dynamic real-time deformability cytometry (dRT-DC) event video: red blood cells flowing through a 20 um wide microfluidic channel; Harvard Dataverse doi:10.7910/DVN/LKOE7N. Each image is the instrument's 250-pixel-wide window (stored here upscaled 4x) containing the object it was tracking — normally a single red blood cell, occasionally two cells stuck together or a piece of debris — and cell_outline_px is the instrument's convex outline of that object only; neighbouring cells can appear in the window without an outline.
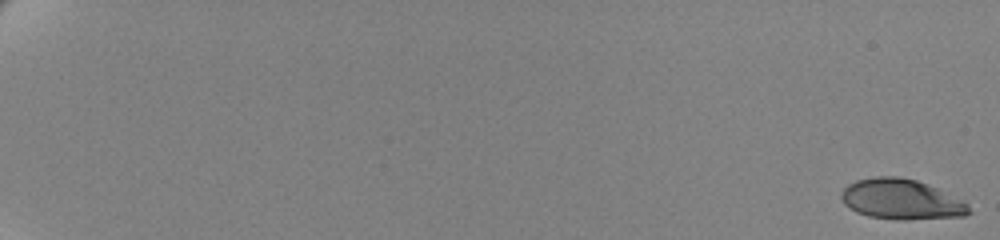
{"species": "human", "species_latin": "Homo sapiens", "temperature_condition": "cold", "stored_images_in_passage": 62, "camera_frame_rate_fps": 3000, "um_per_image_px": 0.085, "donor": {"sex": "female"}, "frame": {"image": 1, "passage_image": 1, "time_ms": 0.0, "image_size_px": [1000, 240], "cell_outline_px": [[972, 212], [964, 216], [904, 220], [896, 220], [868, 216], [856, 212], [844, 204], [840, 196], [840, 192], [848, 184], [856, 180], [876, 176], [896, 176], [916, 180], [936, 188], [968, 204]], "centroid_in_image_um": [76.56, 16.95], "position_along_channel_um": 8.4, "area_um2": 29.88}}
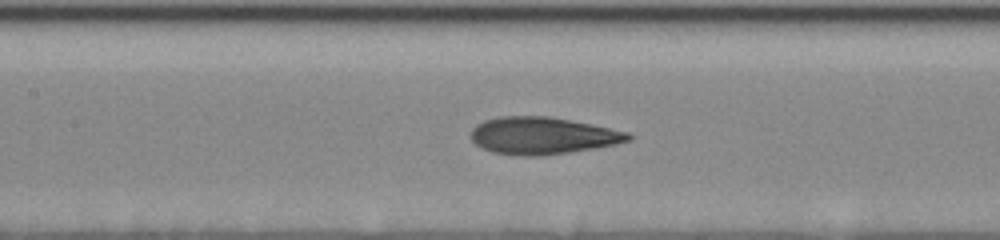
{"frame": {"image": 2, "passage_image": 34, "time_ms": 11.0, "image_size_px": [1000, 240], "cell_outline_px": [[632, 140], [616, 144], [568, 152], [540, 156], [520, 156], [492, 152], [476, 144], [472, 140], [472, 128], [476, 124], [484, 120], [500, 116], [548, 116], [628, 132], [632, 136]], "centroid_in_image_um": [46.08, 11.53], "position_along_channel_um": 161.3, "area_um2": 33.7}}
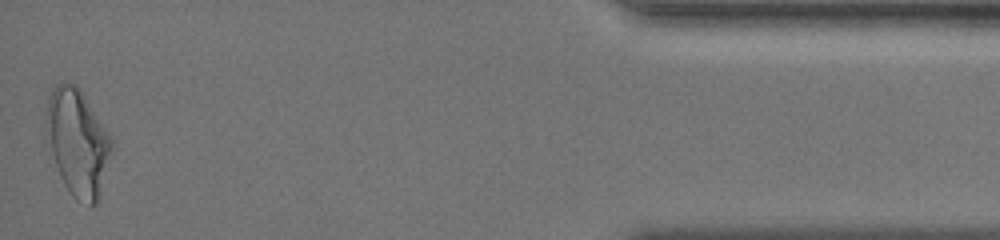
{"frame": {"image": 3, "passage_image": 62, "time_ms": 20.333, "image_size_px": [1000, 240], "cell_outline_px": [[112, 148], [100, 200], [96, 204], [92, 204], [76, 200], [72, 196], [64, 184], [60, 176], [52, 152], [48, 120], [48, 96], [52, 88], [60, 80], [64, 80], [76, 84], [80, 88], [112, 136]], "centroid_in_image_um": [6.66, 12.08], "position_along_channel_um": 428.5, "area_um2": 40.17}, "authors_computed_cell_mechanics": {"area_um2": 32.7726, "velocity_mm_per_s": 3.4809, "shape_relaxation_time_tau1_ms": 4.2554, "shape_relaxation_time_tau2_ms": 1.2478, "deformation_change_tau1": 0.1764, "deformation_change_tau2": 0.0808}}